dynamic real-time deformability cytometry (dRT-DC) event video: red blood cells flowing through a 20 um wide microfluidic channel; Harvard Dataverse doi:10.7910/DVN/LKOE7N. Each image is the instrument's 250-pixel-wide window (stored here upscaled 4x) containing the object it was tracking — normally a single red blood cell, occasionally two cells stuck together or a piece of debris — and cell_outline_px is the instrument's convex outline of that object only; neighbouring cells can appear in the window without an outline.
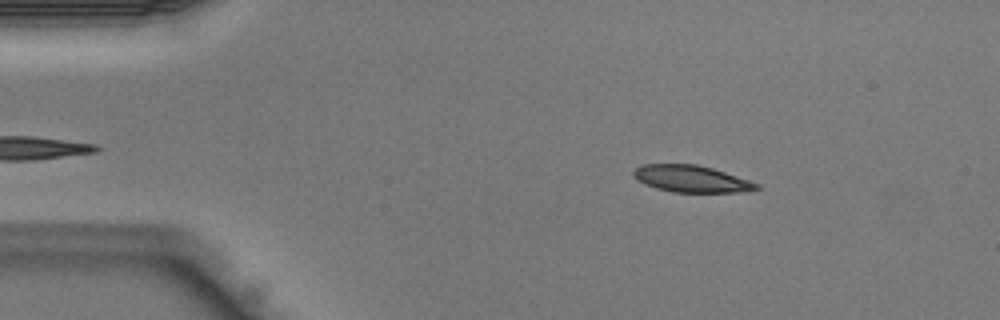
{"species": "Egyptian fruit bat (a non-hibernating species)", "species_latin": "Rousettus aegyptiacus", "temperature_condition": "warm", "stored_images_in_passage": 38, "camera_frame_rate_fps": 3000, "um_per_image_px": 0.085, "animal": {"sex": "male"}, "frame": {"image": 1, "passage_image": 3, "time_ms": 0.667, "image_size_px": [1000, 320], "cell_outline_px": [[760, 188], [748, 192], [672, 192], [656, 188], [644, 184], [632, 176], [632, 172], [636, 168], [644, 164], [696, 164], [712, 168], [760, 184]], "centroid_in_image_um": [58.76, 15.21], "position_along_channel_um": 26.2, "area_um2": 19.25}}
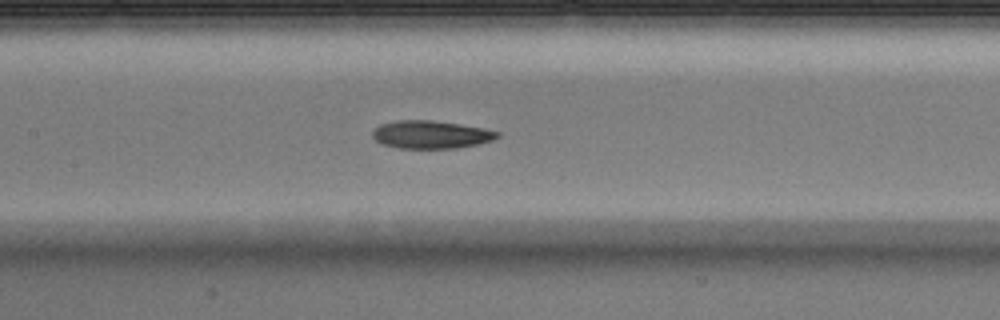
{"frame": {"image": 2, "passage_image": 16, "time_ms": 5.0, "image_size_px": [1000, 320], "cell_outline_px": [[500, 136], [492, 140], [476, 144], [456, 148], [400, 148], [380, 144], [372, 136], [372, 132], [380, 124], [396, 120], [432, 120], [460, 124], [484, 128], [500, 132]], "centroid_in_image_um": [36.61, 11.43], "position_along_channel_um": 170.8, "area_um2": 20.29}}
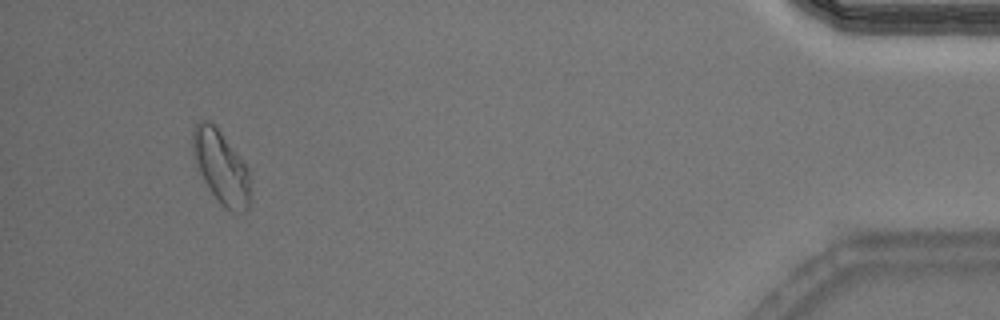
{"frame": {"image": 3, "passage_image": 36, "time_ms": 11.667, "image_size_px": [1000, 320], "cell_outline_px": [[248, 208], [244, 212], [232, 212], [224, 208], [196, 172], [192, 156], [192, 128], [196, 120], [208, 120], [220, 132], [248, 168]], "centroid_in_image_um": [18.7, 14.18], "position_along_channel_um": 416.5, "area_um2": 24.51}}